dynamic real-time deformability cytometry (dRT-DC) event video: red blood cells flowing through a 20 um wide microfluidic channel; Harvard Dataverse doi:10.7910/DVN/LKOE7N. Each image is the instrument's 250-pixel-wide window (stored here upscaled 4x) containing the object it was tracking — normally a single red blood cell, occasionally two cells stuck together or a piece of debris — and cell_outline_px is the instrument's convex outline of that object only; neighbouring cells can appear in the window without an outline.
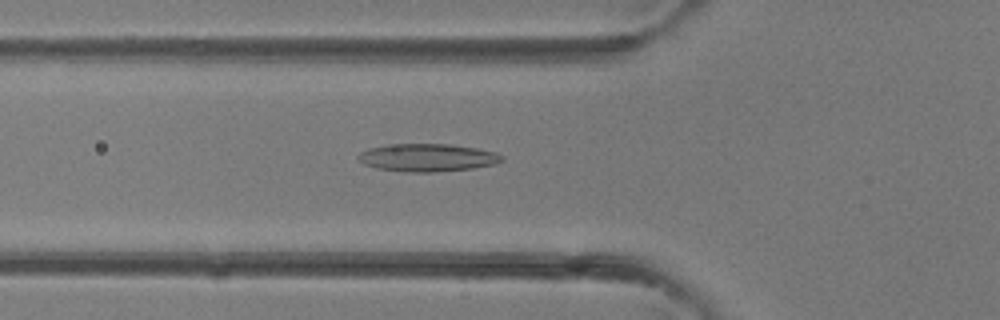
{"species": "common noctule bat (a hibernating species)", "species_latin": "Nyctalus noctula", "temperature_condition": "room temperature", "stored_images_in_passage": 38, "camera_frame_rate_fps": 3000, "um_per_image_px": 0.085, "animal": {"sex": "female"}, "frame": {"image": 1, "passage_image": 13, "time_ms": 4.0, "image_size_px": [1000, 320], "cell_outline_px": [[504, 160], [496, 164], [472, 168], [432, 172], [408, 172], [376, 168], [364, 164], [356, 156], [360, 152], [368, 148], [388, 144], [448, 144], [476, 148], [496, 152], [504, 156]], "centroid_in_image_um": [36.33, 13.39], "position_along_channel_um": 89.5, "area_um2": 23.29}}
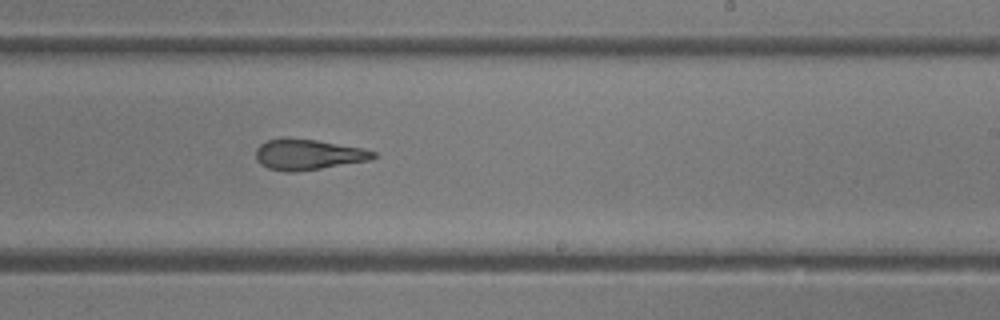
{"frame": {"image": 2, "passage_image": 23, "time_ms": 7.333, "image_size_px": [1000, 320], "cell_outline_px": [[376, 156], [372, 160], [320, 168], [292, 172], [284, 172], [268, 168], [260, 164], [256, 160], [256, 148], [260, 144], [268, 140], [284, 136], [288, 136], [316, 140], [364, 148], [376, 152]], "centroid_in_image_um": [26.16, 13.11], "position_along_channel_um": 262.8, "area_um2": 21.27}}
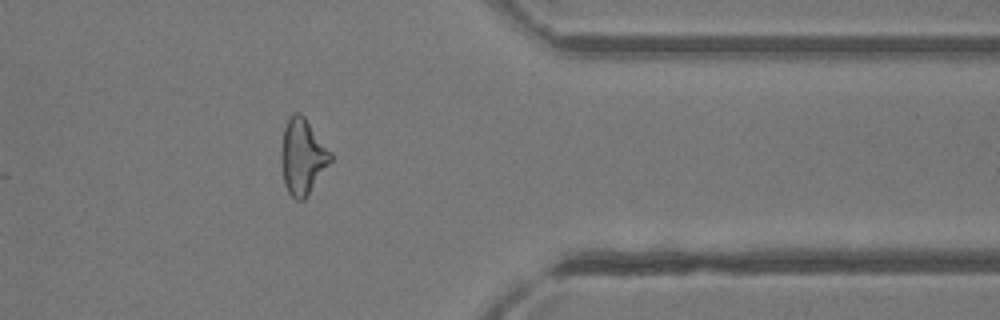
{"frame": {"image": 3, "passage_image": 31, "time_ms": 10.0, "image_size_px": [1000, 320], "cell_outline_px": [[332, 160], [308, 196], [304, 200], [296, 200], [288, 192], [284, 184], [280, 160], [280, 152], [284, 128], [288, 116], [292, 112], [300, 112], [304, 116], [332, 152]], "centroid_in_image_um": [25.71, 13.3], "position_along_channel_um": 385.7, "area_um2": 22.14}}